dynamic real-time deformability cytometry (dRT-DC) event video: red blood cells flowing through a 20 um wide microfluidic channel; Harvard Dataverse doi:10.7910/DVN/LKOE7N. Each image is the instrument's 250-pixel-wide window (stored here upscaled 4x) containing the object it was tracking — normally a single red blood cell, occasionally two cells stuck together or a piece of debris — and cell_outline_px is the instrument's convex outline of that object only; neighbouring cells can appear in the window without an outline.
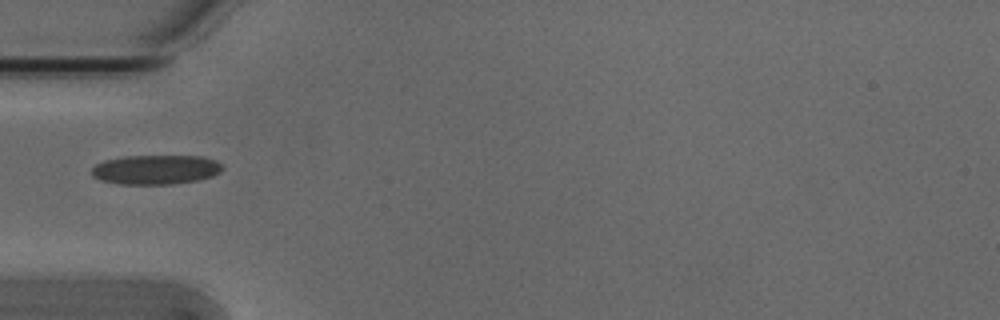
{"species": "Egyptian fruit bat (a non-hibernating species)", "species_latin": "Rousettus aegyptiacus", "temperature_condition": "cold", "stored_images_in_passage": 2, "camera_frame_rate_fps": 3000, "um_per_image_px": 0.085, "animal": {"sex": "male"}, "frame": {"image": 1, "passage_image": 1, "time_ms": 0.0, "image_size_px": [1000, 320], "cell_outline_px": [[224, 168], [220, 172], [212, 176], [200, 180], [172, 184], [120, 184], [100, 180], [92, 176], [92, 168], [96, 164], [104, 160], [120, 156], [204, 156], [216, 160], [224, 164]], "centroid_in_image_um": [13.27, 14.41], "position_along_channel_um": 71.7, "area_um2": 22.77}}
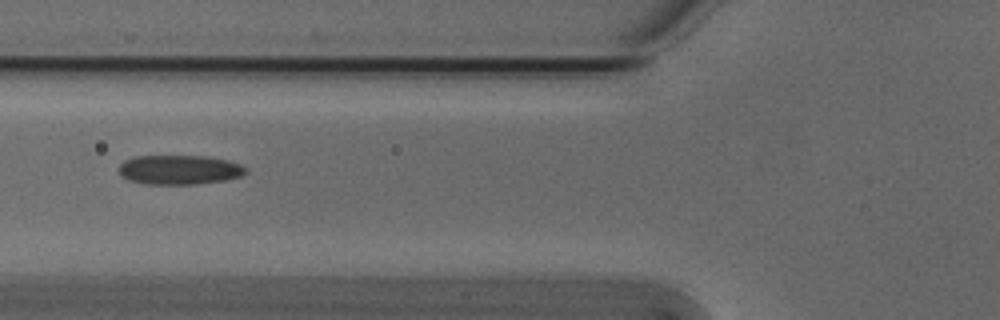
{"frame": {"image": 2, "passage_image": 2, "time_ms": 0.333, "image_size_px": [1000, 320], "cell_outline_px": [[248, 172], [240, 176], [224, 180], [196, 184], [144, 184], [128, 180], [120, 176], [120, 164], [124, 160], [136, 156], [204, 156], [228, 160], [240, 164], [248, 168]], "centroid_in_image_um": [15.24, 14.43], "position_along_channel_um": 110.6, "area_um2": 21.85}}